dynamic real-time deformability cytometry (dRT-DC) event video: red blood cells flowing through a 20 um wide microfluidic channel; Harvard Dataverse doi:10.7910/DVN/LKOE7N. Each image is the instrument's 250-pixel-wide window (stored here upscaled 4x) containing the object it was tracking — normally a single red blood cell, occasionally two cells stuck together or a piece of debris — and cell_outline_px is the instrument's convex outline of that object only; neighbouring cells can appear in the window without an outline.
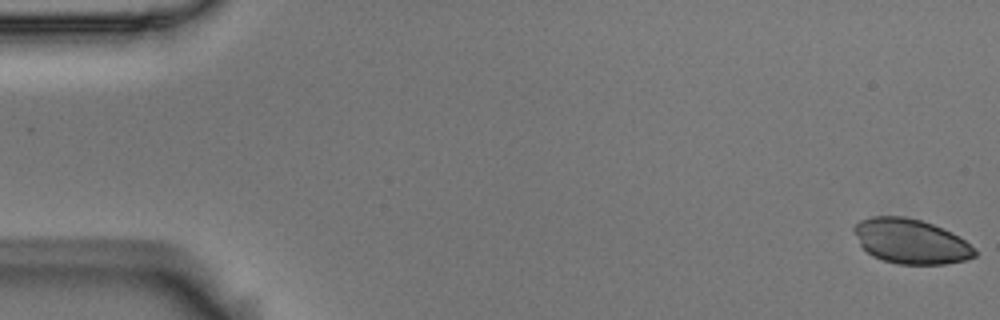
{"species": "Egyptian fruit bat (a non-hibernating species)", "species_latin": "Rousettus aegyptiacus", "temperature_condition": "room temperature", "stored_images_in_passage": 57, "camera_frame_rate_fps": 3000, "um_per_image_px": 0.085, "animal": {"sex": "male"}, "frame": {"image": 1, "passage_image": 1, "time_ms": 0.0, "image_size_px": [1000, 320], "cell_outline_px": [[976, 256], [964, 260], [944, 264], [896, 264], [872, 256], [860, 244], [852, 228], [860, 220], [872, 216], [904, 216], [920, 220], [932, 224], [964, 240], [976, 252]], "centroid_in_image_um": [77.37, 20.51], "position_along_channel_um": 7.6, "area_um2": 30.98}}